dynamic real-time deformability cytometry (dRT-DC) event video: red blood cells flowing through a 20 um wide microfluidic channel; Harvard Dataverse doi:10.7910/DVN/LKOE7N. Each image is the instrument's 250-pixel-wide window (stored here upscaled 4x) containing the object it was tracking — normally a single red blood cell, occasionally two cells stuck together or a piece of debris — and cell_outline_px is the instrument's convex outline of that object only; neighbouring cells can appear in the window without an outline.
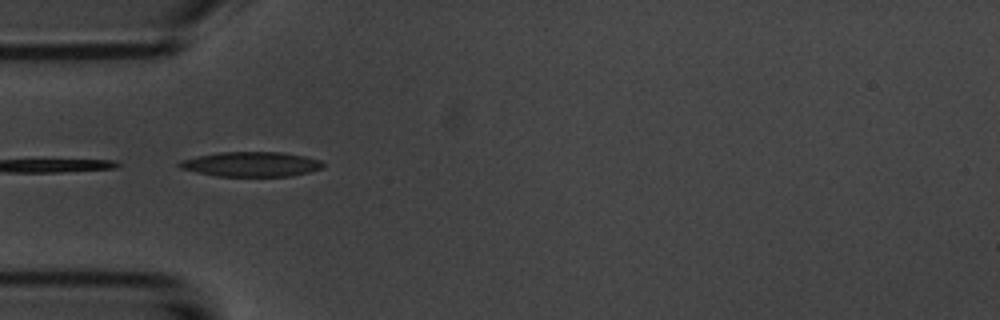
{"species": "common noctule bat (a hibernating species)", "species_latin": "Nyctalus noctula", "temperature_condition": "room temperature", "stored_images_in_passage": 8, "camera_frame_rate_fps": 3000, "um_per_image_px": 0.085, "animal": {"sex": "male", "body_mass_g": 20.1, "forearm_length_mm": 53.5}, "frame": {"image": 1, "passage_image": 5, "time_ms": 4.667, "image_size_px": [1000, 320], "cell_outline_px": [[324, 168], [292, 176], [216, 176], [196, 172], [180, 168], [176, 164], [180, 160], [196, 156], [220, 152], [280, 152], [304, 156], [320, 160], [324, 164]], "centroid_in_image_um": [21.33, 13.96], "position_along_channel_um": 63.7, "area_um2": 20.81}}
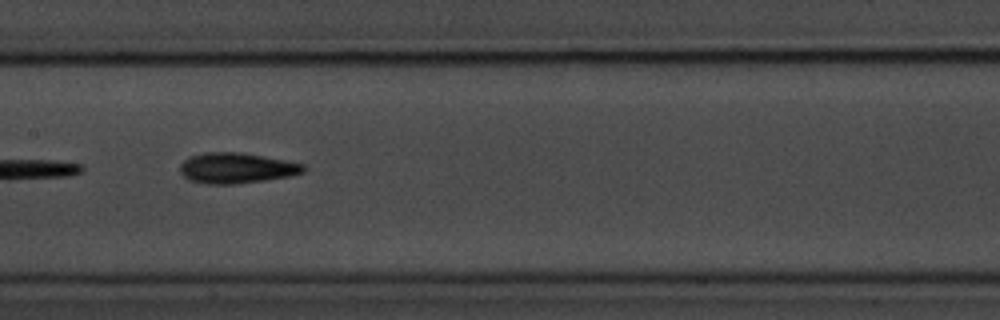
{"frame": {"image": 2, "passage_image": 8, "time_ms": 8.0, "image_size_px": [1000, 320], "cell_outline_px": [[308, 168], [304, 172], [292, 176], [236, 184], [208, 184], [188, 180], [180, 172], [180, 164], [184, 160], [192, 156], [208, 152], [240, 152], [304, 164]], "centroid_in_image_um": [20.11, 14.29], "position_along_channel_um": 187.3, "area_um2": 21.91}}